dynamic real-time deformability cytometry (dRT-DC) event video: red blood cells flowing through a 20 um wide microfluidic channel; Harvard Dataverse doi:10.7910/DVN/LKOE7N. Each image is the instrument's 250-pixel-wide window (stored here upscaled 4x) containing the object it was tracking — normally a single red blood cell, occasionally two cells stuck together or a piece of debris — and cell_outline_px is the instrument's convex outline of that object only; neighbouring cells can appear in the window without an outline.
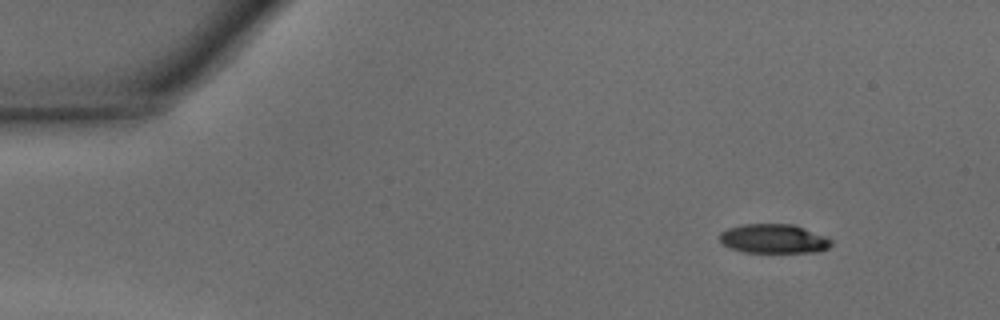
{"species": "common noctule bat (a hibernating species)", "species_latin": "Nyctalus noctula", "temperature_condition": "warm", "stored_images_in_passage": 42, "camera_frame_rate_fps": 3000, "um_per_image_px": 0.085, "animal": {"sex": "male", "body_mass_g": 15.6}, "frame": {"image": 1, "passage_image": 1, "time_ms": 0.0, "image_size_px": [1000, 320], "cell_outline_px": [[832, 244], [828, 248], [820, 252], [744, 252], [732, 248], [724, 244], [720, 240], [720, 232], [728, 228], [744, 224], [792, 224], [804, 228], [824, 236], [832, 240]], "centroid_in_image_um": [65.78, 20.29], "position_along_channel_um": 19.2, "area_um2": 18.84}}
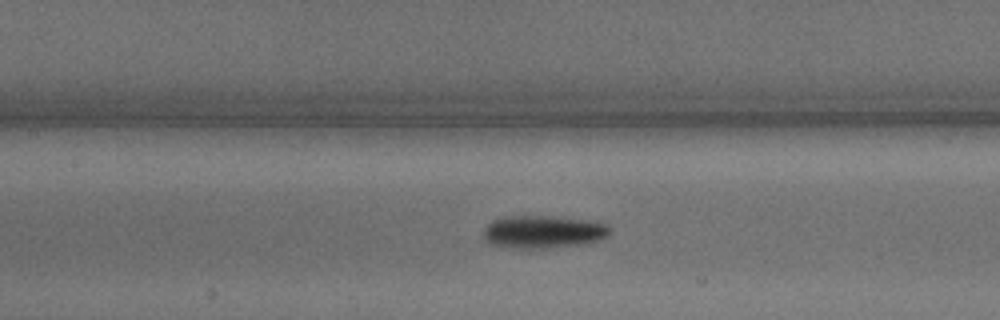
{"frame": {"image": 2, "passage_image": 17, "time_ms": 5.333, "image_size_px": [1000, 320], "cell_outline_px": [[608, 236], [600, 240], [584, 244], [540, 248], [504, 248], [492, 244], [484, 240], [484, 228], [492, 220], [508, 216], [548, 216], [584, 220], [608, 224]], "centroid_in_image_um": [46.12, 19.71], "position_along_channel_um": 161.3, "area_um2": 23.99}}
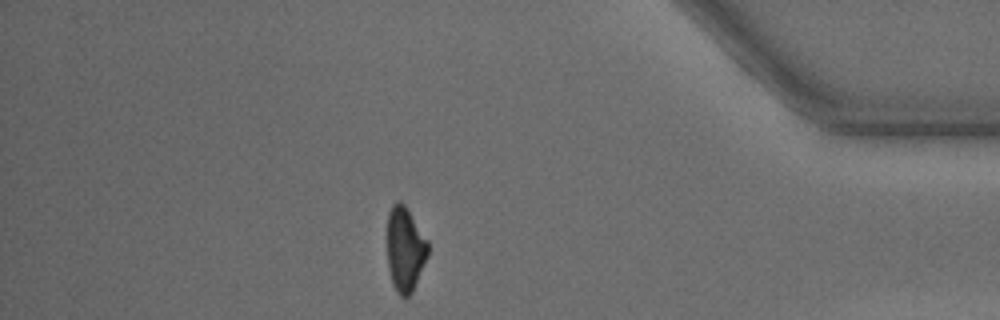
{"frame": {"image": 3, "passage_image": 36, "time_ms": 11.667, "image_size_px": [1000, 320], "cell_outline_px": [[428, 256], [412, 292], [404, 300], [396, 292], [392, 284], [388, 268], [388, 212], [392, 204], [400, 200], [404, 204], [428, 240]], "centroid_in_image_um": [34.43, 21.21], "position_along_channel_um": 400.8, "area_um2": 20.17}, "authors_computed_cell_mechanics": {"area_um2": 21.386, "velocity_mm_per_s": 4.3673, "shape_relaxation_time_tau1_ms": 2.2783, "shape_relaxation_time_tau2_ms": 3.8863, "deformation_change_tau1": 0.152, "deformation_change_tau2": 0.1234}}